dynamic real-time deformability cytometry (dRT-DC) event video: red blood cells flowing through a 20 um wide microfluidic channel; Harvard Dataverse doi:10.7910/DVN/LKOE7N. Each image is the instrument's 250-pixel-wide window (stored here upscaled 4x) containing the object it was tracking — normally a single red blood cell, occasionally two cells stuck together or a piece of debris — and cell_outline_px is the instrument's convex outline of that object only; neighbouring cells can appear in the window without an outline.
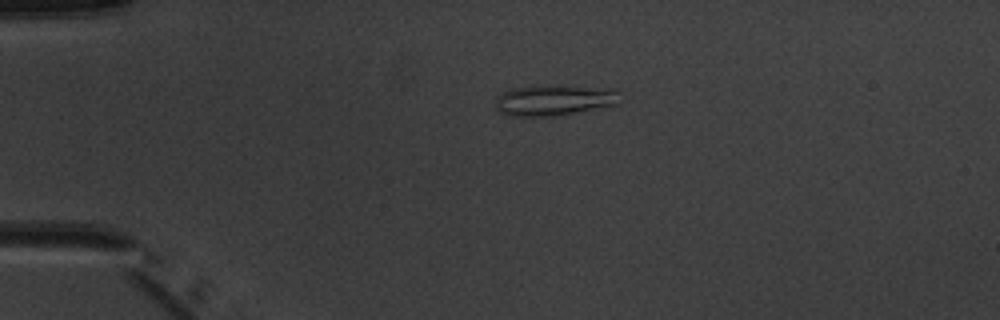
{"species": "common noctule bat (a hibernating species)", "species_latin": "Nyctalus noctula", "temperature_condition": "warm", "stored_images_in_passage": 2, "camera_frame_rate_fps": 3000, "um_per_image_px": 0.085, "animal": {"sex": "male", "body_mass_g": 20.1, "forearm_length_mm": 53.5}, "frame": {"image": 1, "passage_image": 1, "time_ms": 0.0, "image_size_px": [1000, 320], "cell_outline_px": [[620, 92], [616, 104], [576, 112], [552, 116], [512, 116], [500, 112], [496, 108], [496, 96], [512, 88], [548, 84], [560, 84], [612, 88]], "centroid_in_image_um": [47.09, 8.48], "position_along_channel_um": 37.9, "area_um2": 22.6}}